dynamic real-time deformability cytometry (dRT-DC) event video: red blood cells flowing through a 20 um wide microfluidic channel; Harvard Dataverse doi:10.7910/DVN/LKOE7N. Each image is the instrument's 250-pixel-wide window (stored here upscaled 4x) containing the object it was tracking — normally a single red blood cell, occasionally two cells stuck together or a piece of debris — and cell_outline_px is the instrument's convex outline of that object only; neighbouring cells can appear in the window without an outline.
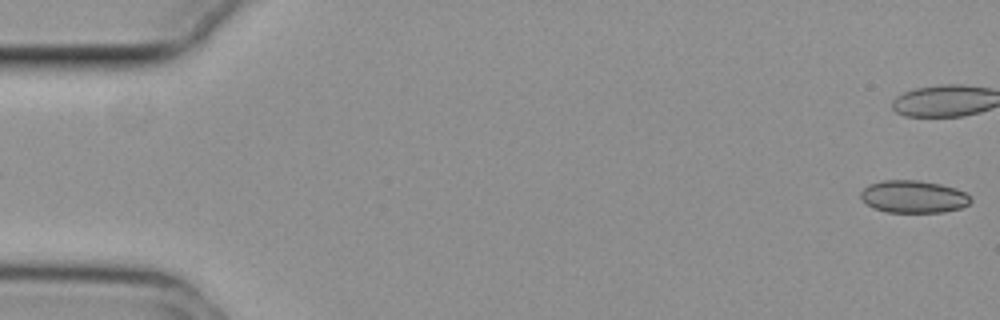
{"species": "common noctule bat (a hibernating species)", "species_latin": "Nyctalus noctula", "temperature_condition": "cold", "stored_images_in_passage": 43, "camera_frame_rate_fps": 3000, "um_per_image_px": 0.085, "animal": {"sex": "female", "body_mass_g": 29.2, "forearm_length_mm": 56.3}, "frame": {"image": 1, "passage_image": 1, "time_ms": 0.0, "image_size_px": [1000, 320], "cell_outline_px": [[972, 200], [968, 204], [960, 208], [944, 212], [888, 212], [872, 208], [860, 196], [860, 192], [868, 184], [884, 180], [916, 180], [940, 184], [956, 188], [964, 192]], "centroid_in_image_um": [77.63, 16.71], "position_along_channel_um": 7.4, "area_um2": 20.69}, "authors_computed_cell_mechanics": {"area_um2": 20.808, "velocity_mm_per_s": 3.7373, "shape_relaxation_time_tau1_ms": null, "shape_relaxation_time_tau2_ms": 2.7258, "deformation_change_tau1": null, "deformation_change_tau2": 0.0786}}